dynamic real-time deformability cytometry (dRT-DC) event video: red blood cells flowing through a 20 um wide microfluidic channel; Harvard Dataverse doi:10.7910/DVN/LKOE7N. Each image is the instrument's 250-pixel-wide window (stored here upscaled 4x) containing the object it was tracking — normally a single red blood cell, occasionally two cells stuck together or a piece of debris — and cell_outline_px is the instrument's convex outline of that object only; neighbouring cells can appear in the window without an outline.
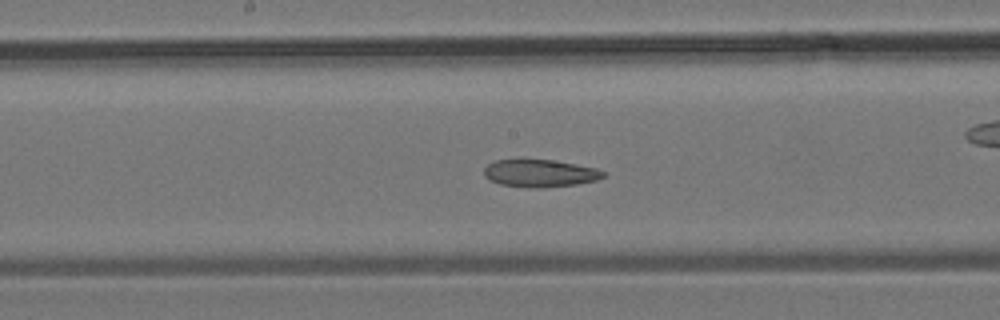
{"species": "common noctule bat (a hibernating species)", "species_latin": "Nyctalus noctula", "temperature_condition": "room temperature", "stored_images_in_passage": 32, "camera_frame_rate_fps": 3000, "um_per_image_px": 0.085, "animal": {"sex": "male", "body_mass_g": 19.2, "forearm_length_mm": 51.8}, "frame": {"image": 1, "passage_image": 18, "time_ms": 5.667, "image_size_px": [1000, 320], "cell_outline_px": [[604, 176], [596, 180], [576, 184], [536, 188], [528, 188], [500, 184], [488, 180], [484, 176], [484, 168], [488, 164], [496, 160], [552, 160], [576, 164], [596, 168], [604, 172]], "centroid_in_image_um": [45.86, 14.73], "position_along_channel_um": 202.3, "area_um2": 18.96}}
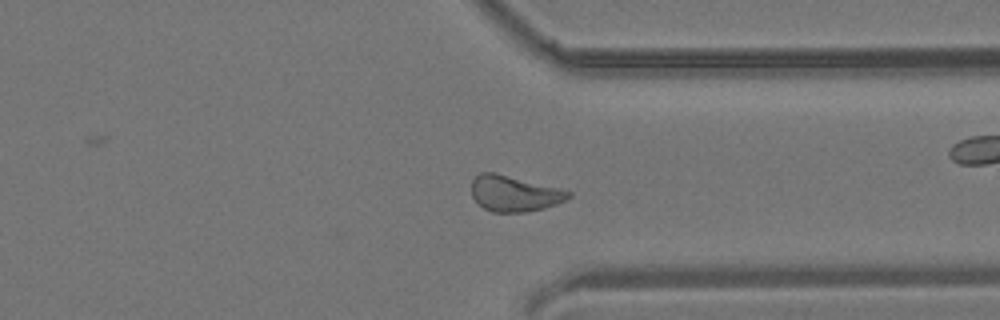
{"frame": {"image": 2, "passage_image": 27, "time_ms": 8.667, "image_size_px": [1000, 320], "cell_outline_px": [[572, 196], [556, 204], [544, 208], [524, 212], [492, 212], [476, 204], [472, 196], [472, 180], [480, 172], [496, 172], [572, 192]], "centroid_in_image_um": [43.66, 16.45], "position_along_channel_um": 367.7, "area_um2": 20.17}}